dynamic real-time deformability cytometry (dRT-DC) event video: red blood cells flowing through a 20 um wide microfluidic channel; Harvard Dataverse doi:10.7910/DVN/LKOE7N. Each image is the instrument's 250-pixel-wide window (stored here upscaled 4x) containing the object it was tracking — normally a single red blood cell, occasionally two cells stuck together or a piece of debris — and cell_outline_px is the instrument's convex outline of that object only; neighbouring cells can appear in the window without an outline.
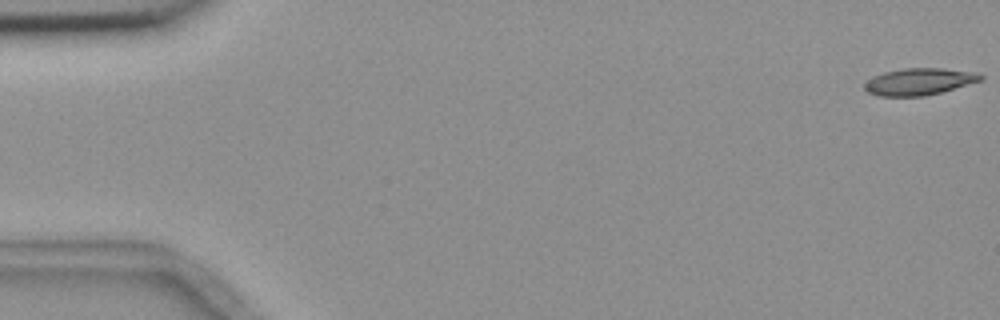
{"species": "common noctule bat (a hibernating species)", "species_latin": "Nyctalus noctula", "temperature_condition": "room temperature", "stored_images_in_passage": 6, "camera_frame_rate_fps": 3000, "um_per_image_px": 0.085, "animal": {"sex": "female", "body_mass_g": 18.4}, "frame": {"image": 1, "passage_image": 1, "time_ms": 0.0, "image_size_px": [1000, 320], "cell_outline_px": [[984, 80], [940, 92], [924, 96], [876, 96], [868, 92], [864, 88], [864, 84], [872, 76], [884, 72], [904, 68], [940, 68], [968, 72], [984, 76]], "centroid_in_image_um": [78.07, 6.94], "position_along_channel_um": 6.9, "area_um2": 17.98}}